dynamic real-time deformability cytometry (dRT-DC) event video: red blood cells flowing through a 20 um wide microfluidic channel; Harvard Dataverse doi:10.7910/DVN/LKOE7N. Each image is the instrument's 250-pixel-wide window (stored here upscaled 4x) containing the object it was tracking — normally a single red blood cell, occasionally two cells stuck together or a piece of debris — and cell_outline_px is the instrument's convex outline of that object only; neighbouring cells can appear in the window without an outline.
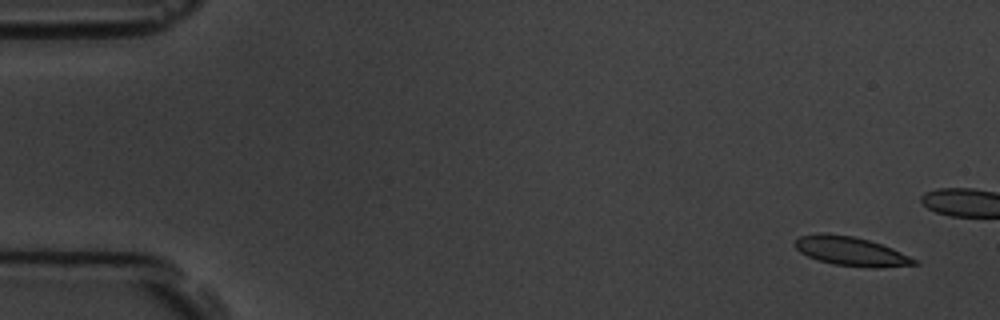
{"species": "common noctule bat (a hibernating species)", "species_latin": "Nyctalus noctula", "temperature_condition": "room temperature", "stored_images_in_passage": 5, "camera_frame_rate_fps": 3000, "um_per_image_px": 0.085, "animal": {"sex": "male", "body_mass_g": 19.5, "forearm_length_mm": 54.6}, "frame": {"image": 1, "passage_image": 1, "time_ms": 0.0, "image_size_px": [1000, 320], "cell_outline_px": [[920, 264], [876, 268], [872, 268], [832, 264], [808, 256], [800, 252], [792, 244], [800, 236], [820, 232], [824, 232], [852, 236], [868, 240], [892, 248], [920, 260]], "centroid_in_image_um": [72.35, 21.36], "position_along_channel_um": 12.6, "area_um2": 20.35}}